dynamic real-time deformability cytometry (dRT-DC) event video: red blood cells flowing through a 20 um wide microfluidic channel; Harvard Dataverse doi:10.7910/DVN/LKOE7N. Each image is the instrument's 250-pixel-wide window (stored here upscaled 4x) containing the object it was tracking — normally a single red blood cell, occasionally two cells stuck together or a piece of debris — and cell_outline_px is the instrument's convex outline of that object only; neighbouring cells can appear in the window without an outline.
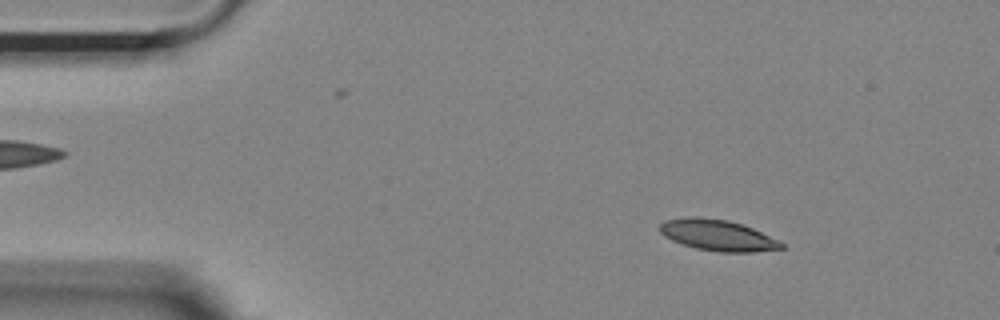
{"species": "Egyptian fruit bat (a non-hibernating species)", "species_latin": "Rousettus aegyptiacus", "temperature_condition": "room temperature", "stored_images_in_passage": 9, "camera_frame_rate_fps": 3000, "um_per_image_px": 0.085, "animal": {"sex": "female"}, "frame": {"image": 1, "passage_image": 1, "time_ms": 0.0, "image_size_px": [1000, 320], "cell_outline_px": [[784, 248], [752, 252], [720, 252], [696, 248], [672, 240], [664, 236], [660, 232], [660, 224], [664, 220], [688, 216], [696, 216], [728, 220], [744, 224], [780, 240], [784, 244]], "centroid_in_image_um": [61.02, 19.98], "position_along_channel_um": 24.0, "area_um2": 22.14}}